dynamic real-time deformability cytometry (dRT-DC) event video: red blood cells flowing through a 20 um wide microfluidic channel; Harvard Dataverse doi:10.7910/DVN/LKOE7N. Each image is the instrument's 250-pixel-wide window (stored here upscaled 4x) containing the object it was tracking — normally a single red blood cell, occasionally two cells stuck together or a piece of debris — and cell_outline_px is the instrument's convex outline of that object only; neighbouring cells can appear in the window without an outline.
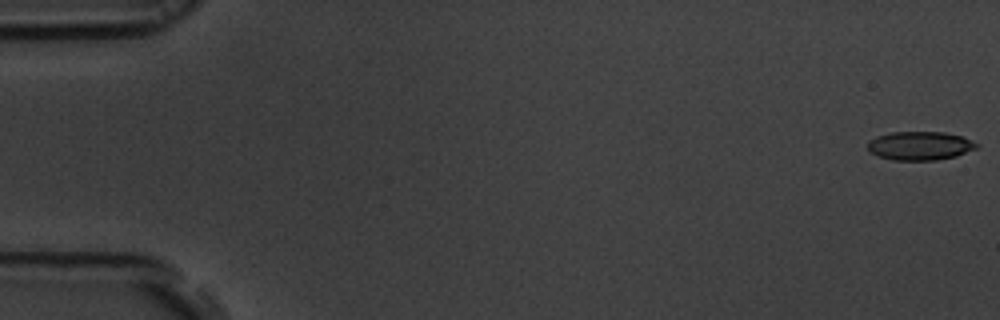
{"species": "common noctule bat (a hibernating species)", "species_latin": "Nyctalus noctula", "temperature_condition": "room temperature", "stored_images_in_passage": 53, "camera_frame_rate_fps": 3000, "um_per_image_px": 0.085, "animal": {"sex": "male", "body_mass_g": 19.5, "forearm_length_mm": 54.6}, "frame": {"image": 1, "passage_image": 1, "time_ms": 0.0, "image_size_px": [1000, 320], "cell_outline_px": [[980, 144], [976, 148], [956, 156], [936, 160], [892, 160], [880, 156], [872, 152], [868, 148], [868, 140], [876, 136], [892, 132], [944, 132], [960, 136]], "centroid_in_image_um": [78.19, 12.38], "position_along_channel_um": 6.8, "area_um2": 18.03}}
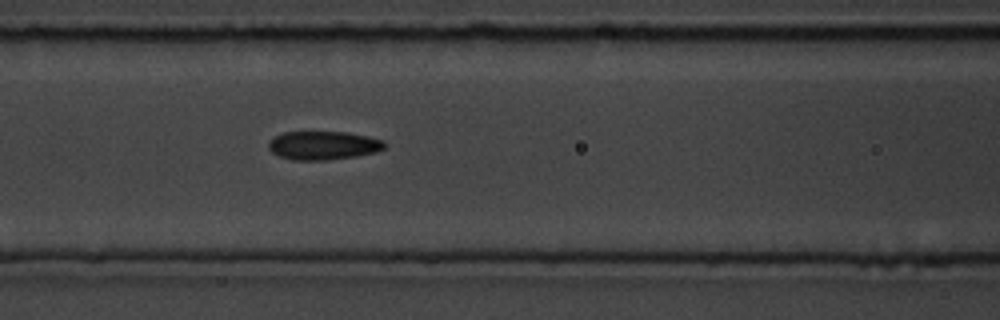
{"frame": {"image": 2, "passage_image": 24, "time_ms": 7.667, "image_size_px": [1000, 320], "cell_outline_px": [[388, 144], [384, 148], [376, 152], [356, 156], [328, 160], [292, 160], [280, 156], [272, 152], [268, 148], [268, 140], [284, 132], [348, 132], [368, 136], [384, 140]], "centroid_in_image_um": [27.5, 12.36], "position_along_channel_um": 139.1, "area_um2": 19.48}}
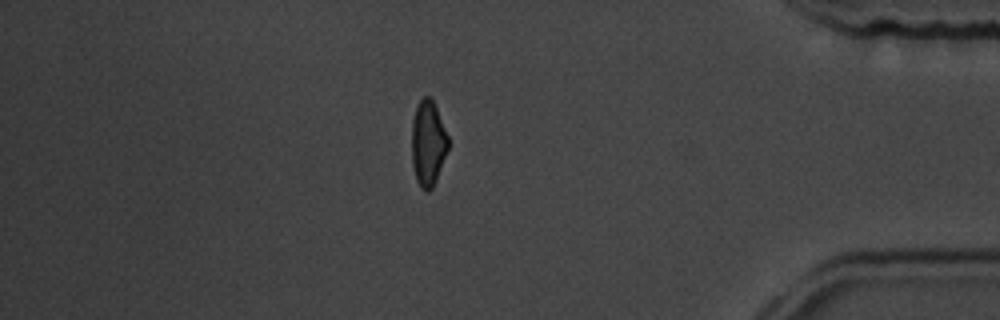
{"frame": {"image": 3, "passage_image": 48, "time_ms": 15.667, "image_size_px": [1000, 320], "cell_outline_px": [[448, 148], [436, 180], [432, 188], [428, 192], [424, 192], [420, 188], [416, 180], [412, 164], [412, 120], [416, 108], [420, 100], [424, 96], [428, 96], [432, 100], [436, 108], [448, 136]], "centroid_in_image_um": [36.37, 12.22], "position_along_channel_um": 398.8, "area_um2": 18.03}}